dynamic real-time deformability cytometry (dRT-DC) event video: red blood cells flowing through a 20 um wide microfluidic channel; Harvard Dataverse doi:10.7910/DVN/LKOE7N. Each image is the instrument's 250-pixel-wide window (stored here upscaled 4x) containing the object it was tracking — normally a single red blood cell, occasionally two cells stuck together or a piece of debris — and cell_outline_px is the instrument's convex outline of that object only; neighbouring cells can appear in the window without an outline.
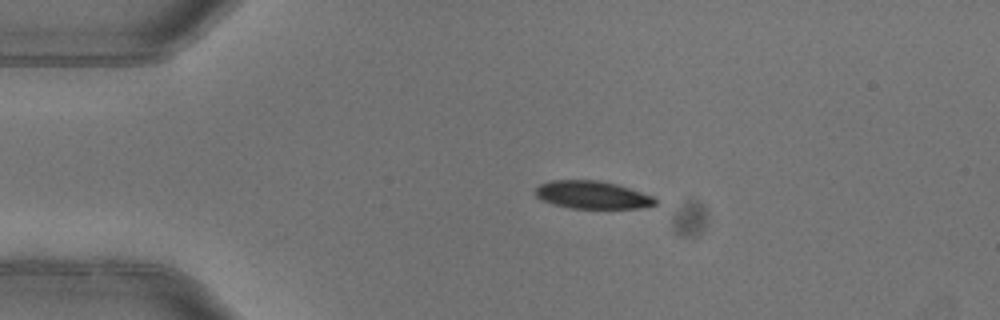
{"species": "common noctule bat (a hibernating species)", "species_latin": "Nyctalus noctula", "temperature_condition": "warm", "stored_images_in_passage": 2, "camera_frame_rate_fps": 3000, "um_per_image_px": 0.085, "animal": {"sex": "female"}, "frame": {"image": 1, "passage_image": 1, "time_ms": 0.0, "image_size_px": [1000, 320], "cell_outline_px": [[660, 204], [640, 208], [572, 208], [552, 204], [540, 200], [536, 196], [536, 188], [540, 184], [552, 180], [596, 180], [616, 184], [656, 196]], "centroid_in_image_um": [50.4, 16.57], "position_along_channel_um": 34.6, "area_um2": 19.59}}